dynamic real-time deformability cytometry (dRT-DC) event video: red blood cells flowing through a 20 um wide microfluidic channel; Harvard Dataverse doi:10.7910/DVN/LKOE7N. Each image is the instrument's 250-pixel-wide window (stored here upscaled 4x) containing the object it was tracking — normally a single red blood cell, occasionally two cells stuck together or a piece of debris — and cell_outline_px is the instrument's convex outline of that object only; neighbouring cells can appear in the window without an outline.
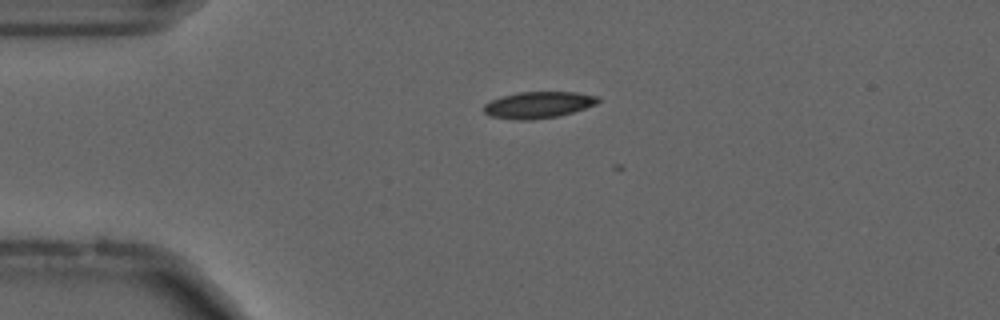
{"species": "common noctule bat (a hibernating species)", "species_latin": "Nyctalus noctula", "temperature_condition": "cold", "stored_images_in_passage": 7, "camera_frame_rate_fps": 3000, "um_per_image_px": 0.085, "animal": {"sex": "male", "forearm_length_mm": 52.5}, "frame": {"image": 1, "passage_image": 6, "time_ms": 1.667, "image_size_px": [1000, 320], "cell_outline_px": [[600, 100], [596, 104], [560, 116], [532, 120], [512, 120], [488, 116], [484, 112], [484, 104], [500, 96], [520, 92], [576, 92], [600, 96]], "centroid_in_image_um": [45.74, 8.92], "position_along_channel_um": 39.3, "area_um2": 17.86}}